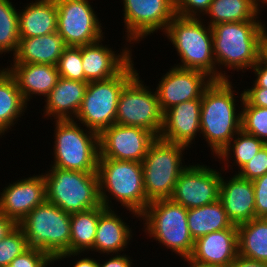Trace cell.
<instances>
[{
    "mask_svg": "<svg viewBox=\"0 0 267 267\" xmlns=\"http://www.w3.org/2000/svg\"><path fill=\"white\" fill-rule=\"evenodd\" d=\"M266 29L261 19L225 22L212 26L216 80L230 78L226 71H221L223 66L224 69L229 68L237 72L240 70L242 73L253 67L261 58L262 40Z\"/></svg>",
    "mask_w": 267,
    "mask_h": 267,
    "instance_id": "cell-1",
    "label": "cell"
},
{
    "mask_svg": "<svg viewBox=\"0 0 267 267\" xmlns=\"http://www.w3.org/2000/svg\"><path fill=\"white\" fill-rule=\"evenodd\" d=\"M185 149L188 150L182 144L159 137L151 143L142 162L144 190L149 202L171 198L180 174L187 168L183 159Z\"/></svg>",
    "mask_w": 267,
    "mask_h": 267,
    "instance_id": "cell-9",
    "label": "cell"
},
{
    "mask_svg": "<svg viewBox=\"0 0 267 267\" xmlns=\"http://www.w3.org/2000/svg\"><path fill=\"white\" fill-rule=\"evenodd\" d=\"M211 2L212 0H175V13L181 17L204 18Z\"/></svg>",
    "mask_w": 267,
    "mask_h": 267,
    "instance_id": "cell-39",
    "label": "cell"
},
{
    "mask_svg": "<svg viewBox=\"0 0 267 267\" xmlns=\"http://www.w3.org/2000/svg\"><path fill=\"white\" fill-rule=\"evenodd\" d=\"M70 217L71 214L46 200L18 226L24 232L28 247L45 251L54 259L59 254L70 253Z\"/></svg>",
    "mask_w": 267,
    "mask_h": 267,
    "instance_id": "cell-10",
    "label": "cell"
},
{
    "mask_svg": "<svg viewBox=\"0 0 267 267\" xmlns=\"http://www.w3.org/2000/svg\"><path fill=\"white\" fill-rule=\"evenodd\" d=\"M99 219V207L83 212L72 213L70 217V253L65 252L57 255L55 261H64V258L71 256L81 257V254L93 251V244L96 237L97 223Z\"/></svg>",
    "mask_w": 267,
    "mask_h": 267,
    "instance_id": "cell-27",
    "label": "cell"
},
{
    "mask_svg": "<svg viewBox=\"0 0 267 267\" xmlns=\"http://www.w3.org/2000/svg\"><path fill=\"white\" fill-rule=\"evenodd\" d=\"M0 192V213L17 224L35 207L46 201L43 173L9 183Z\"/></svg>",
    "mask_w": 267,
    "mask_h": 267,
    "instance_id": "cell-17",
    "label": "cell"
},
{
    "mask_svg": "<svg viewBox=\"0 0 267 267\" xmlns=\"http://www.w3.org/2000/svg\"><path fill=\"white\" fill-rule=\"evenodd\" d=\"M57 32L67 46L79 47L104 39L101 20L88 0H55Z\"/></svg>",
    "mask_w": 267,
    "mask_h": 267,
    "instance_id": "cell-12",
    "label": "cell"
},
{
    "mask_svg": "<svg viewBox=\"0 0 267 267\" xmlns=\"http://www.w3.org/2000/svg\"><path fill=\"white\" fill-rule=\"evenodd\" d=\"M98 261L91 257L78 258L72 267H98Z\"/></svg>",
    "mask_w": 267,
    "mask_h": 267,
    "instance_id": "cell-46",
    "label": "cell"
},
{
    "mask_svg": "<svg viewBox=\"0 0 267 267\" xmlns=\"http://www.w3.org/2000/svg\"><path fill=\"white\" fill-rule=\"evenodd\" d=\"M25 6L18 11L20 37L29 38L57 32V6L55 0L31 1Z\"/></svg>",
    "mask_w": 267,
    "mask_h": 267,
    "instance_id": "cell-26",
    "label": "cell"
},
{
    "mask_svg": "<svg viewBox=\"0 0 267 267\" xmlns=\"http://www.w3.org/2000/svg\"><path fill=\"white\" fill-rule=\"evenodd\" d=\"M123 9L125 40L133 45L157 30L164 33L176 16L175 0H123Z\"/></svg>",
    "mask_w": 267,
    "mask_h": 267,
    "instance_id": "cell-13",
    "label": "cell"
},
{
    "mask_svg": "<svg viewBox=\"0 0 267 267\" xmlns=\"http://www.w3.org/2000/svg\"><path fill=\"white\" fill-rule=\"evenodd\" d=\"M222 176L219 201L233 225H240L256 218L253 181L237 174L225 179Z\"/></svg>",
    "mask_w": 267,
    "mask_h": 267,
    "instance_id": "cell-21",
    "label": "cell"
},
{
    "mask_svg": "<svg viewBox=\"0 0 267 267\" xmlns=\"http://www.w3.org/2000/svg\"><path fill=\"white\" fill-rule=\"evenodd\" d=\"M222 169L207 165L193 164L180 174L171 196V200L186 209L198 208L219 200Z\"/></svg>",
    "mask_w": 267,
    "mask_h": 267,
    "instance_id": "cell-14",
    "label": "cell"
},
{
    "mask_svg": "<svg viewBox=\"0 0 267 267\" xmlns=\"http://www.w3.org/2000/svg\"><path fill=\"white\" fill-rule=\"evenodd\" d=\"M233 86L229 79L212 80L202 94L200 135L204 137L215 158L241 130L242 103L240 107L236 106L239 101L235 95L238 92Z\"/></svg>",
    "mask_w": 267,
    "mask_h": 267,
    "instance_id": "cell-2",
    "label": "cell"
},
{
    "mask_svg": "<svg viewBox=\"0 0 267 267\" xmlns=\"http://www.w3.org/2000/svg\"><path fill=\"white\" fill-rule=\"evenodd\" d=\"M171 67L159 79L155 90L163 113L179 103L202 99L205 88L212 82V79L201 71Z\"/></svg>",
    "mask_w": 267,
    "mask_h": 267,
    "instance_id": "cell-16",
    "label": "cell"
},
{
    "mask_svg": "<svg viewBox=\"0 0 267 267\" xmlns=\"http://www.w3.org/2000/svg\"><path fill=\"white\" fill-rule=\"evenodd\" d=\"M88 82L60 77L46 96L44 117L54 120H74L83 101Z\"/></svg>",
    "mask_w": 267,
    "mask_h": 267,
    "instance_id": "cell-24",
    "label": "cell"
},
{
    "mask_svg": "<svg viewBox=\"0 0 267 267\" xmlns=\"http://www.w3.org/2000/svg\"><path fill=\"white\" fill-rule=\"evenodd\" d=\"M267 173V145L265 144L260 151L253 156L238 172L239 177L253 181Z\"/></svg>",
    "mask_w": 267,
    "mask_h": 267,
    "instance_id": "cell-38",
    "label": "cell"
},
{
    "mask_svg": "<svg viewBox=\"0 0 267 267\" xmlns=\"http://www.w3.org/2000/svg\"><path fill=\"white\" fill-rule=\"evenodd\" d=\"M26 105L29 106L14 78L4 67L0 68V138L18 123V118H21L27 109Z\"/></svg>",
    "mask_w": 267,
    "mask_h": 267,
    "instance_id": "cell-28",
    "label": "cell"
},
{
    "mask_svg": "<svg viewBox=\"0 0 267 267\" xmlns=\"http://www.w3.org/2000/svg\"><path fill=\"white\" fill-rule=\"evenodd\" d=\"M133 63L132 60L118 75L110 79L88 82L74 121L97 134L115 124L120 93L138 73Z\"/></svg>",
    "mask_w": 267,
    "mask_h": 267,
    "instance_id": "cell-8",
    "label": "cell"
},
{
    "mask_svg": "<svg viewBox=\"0 0 267 267\" xmlns=\"http://www.w3.org/2000/svg\"><path fill=\"white\" fill-rule=\"evenodd\" d=\"M238 256L237 226L215 231L194 241L190 257L214 267H229Z\"/></svg>",
    "mask_w": 267,
    "mask_h": 267,
    "instance_id": "cell-20",
    "label": "cell"
},
{
    "mask_svg": "<svg viewBox=\"0 0 267 267\" xmlns=\"http://www.w3.org/2000/svg\"><path fill=\"white\" fill-rule=\"evenodd\" d=\"M54 259L45 251L29 247L21 255L17 256L10 265L4 267H49Z\"/></svg>",
    "mask_w": 267,
    "mask_h": 267,
    "instance_id": "cell-37",
    "label": "cell"
},
{
    "mask_svg": "<svg viewBox=\"0 0 267 267\" xmlns=\"http://www.w3.org/2000/svg\"><path fill=\"white\" fill-rule=\"evenodd\" d=\"M137 73L122 89L117 105L115 124L140 127L150 131L156 138L163 127L156 91L143 84Z\"/></svg>",
    "mask_w": 267,
    "mask_h": 267,
    "instance_id": "cell-11",
    "label": "cell"
},
{
    "mask_svg": "<svg viewBox=\"0 0 267 267\" xmlns=\"http://www.w3.org/2000/svg\"><path fill=\"white\" fill-rule=\"evenodd\" d=\"M241 104V129L267 143V108L249 105L243 91L239 96Z\"/></svg>",
    "mask_w": 267,
    "mask_h": 267,
    "instance_id": "cell-34",
    "label": "cell"
},
{
    "mask_svg": "<svg viewBox=\"0 0 267 267\" xmlns=\"http://www.w3.org/2000/svg\"><path fill=\"white\" fill-rule=\"evenodd\" d=\"M60 77L85 82L82 64V46H67L57 64Z\"/></svg>",
    "mask_w": 267,
    "mask_h": 267,
    "instance_id": "cell-35",
    "label": "cell"
},
{
    "mask_svg": "<svg viewBox=\"0 0 267 267\" xmlns=\"http://www.w3.org/2000/svg\"><path fill=\"white\" fill-rule=\"evenodd\" d=\"M188 209L171 199L150 202L140 215L147 236L179 257L192 254L194 240L187 223ZM145 222V223H144Z\"/></svg>",
    "mask_w": 267,
    "mask_h": 267,
    "instance_id": "cell-5",
    "label": "cell"
},
{
    "mask_svg": "<svg viewBox=\"0 0 267 267\" xmlns=\"http://www.w3.org/2000/svg\"><path fill=\"white\" fill-rule=\"evenodd\" d=\"M200 112L201 99L172 106L163 113V127L159 138L191 148L197 134L201 133Z\"/></svg>",
    "mask_w": 267,
    "mask_h": 267,
    "instance_id": "cell-19",
    "label": "cell"
},
{
    "mask_svg": "<svg viewBox=\"0 0 267 267\" xmlns=\"http://www.w3.org/2000/svg\"><path fill=\"white\" fill-rule=\"evenodd\" d=\"M155 139L146 129L113 124L99 134V158L142 163Z\"/></svg>",
    "mask_w": 267,
    "mask_h": 267,
    "instance_id": "cell-15",
    "label": "cell"
},
{
    "mask_svg": "<svg viewBox=\"0 0 267 267\" xmlns=\"http://www.w3.org/2000/svg\"><path fill=\"white\" fill-rule=\"evenodd\" d=\"M238 255L267 262V218H253L237 226Z\"/></svg>",
    "mask_w": 267,
    "mask_h": 267,
    "instance_id": "cell-31",
    "label": "cell"
},
{
    "mask_svg": "<svg viewBox=\"0 0 267 267\" xmlns=\"http://www.w3.org/2000/svg\"><path fill=\"white\" fill-rule=\"evenodd\" d=\"M102 41L104 40L100 39L82 46L85 82L110 79L118 75L133 59L130 49L133 45L126 42L127 47L125 45L118 53L109 48V45L104 46Z\"/></svg>",
    "mask_w": 267,
    "mask_h": 267,
    "instance_id": "cell-18",
    "label": "cell"
},
{
    "mask_svg": "<svg viewBox=\"0 0 267 267\" xmlns=\"http://www.w3.org/2000/svg\"><path fill=\"white\" fill-rule=\"evenodd\" d=\"M18 224L11 218L0 213V241L4 239Z\"/></svg>",
    "mask_w": 267,
    "mask_h": 267,
    "instance_id": "cell-44",
    "label": "cell"
},
{
    "mask_svg": "<svg viewBox=\"0 0 267 267\" xmlns=\"http://www.w3.org/2000/svg\"><path fill=\"white\" fill-rule=\"evenodd\" d=\"M244 100L251 106L267 108V89L258 87L253 83L252 87L243 91Z\"/></svg>",
    "mask_w": 267,
    "mask_h": 267,
    "instance_id": "cell-41",
    "label": "cell"
},
{
    "mask_svg": "<svg viewBox=\"0 0 267 267\" xmlns=\"http://www.w3.org/2000/svg\"><path fill=\"white\" fill-rule=\"evenodd\" d=\"M54 123V159L50 167L97 172L99 134L84 126L80 127L82 125L74 120H54Z\"/></svg>",
    "mask_w": 267,
    "mask_h": 267,
    "instance_id": "cell-6",
    "label": "cell"
},
{
    "mask_svg": "<svg viewBox=\"0 0 267 267\" xmlns=\"http://www.w3.org/2000/svg\"><path fill=\"white\" fill-rule=\"evenodd\" d=\"M229 267H267V262L256 261L238 255Z\"/></svg>",
    "mask_w": 267,
    "mask_h": 267,
    "instance_id": "cell-45",
    "label": "cell"
},
{
    "mask_svg": "<svg viewBox=\"0 0 267 267\" xmlns=\"http://www.w3.org/2000/svg\"><path fill=\"white\" fill-rule=\"evenodd\" d=\"M187 223L194 241L206 234L233 226L219 200L212 204L188 209Z\"/></svg>",
    "mask_w": 267,
    "mask_h": 267,
    "instance_id": "cell-29",
    "label": "cell"
},
{
    "mask_svg": "<svg viewBox=\"0 0 267 267\" xmlns=\"http://www.w3.org/2000/svg\"><path fill=\"white\" fill-rule=\"evenodd\" d=\"M97 175L101 204L105 208H114L111 201L114 199L140 220L150 203L144 190L142 163L99 158Z\"/></svg>",
    "mask_w": 267,
    "mask_h": 267,
    "instance_id": "cell-3",
    "label": "cell"
},
{
    "mask_svg": "<svg viewBox=\"0 0 267 267\" xmlns=\"http://www.w3.org/2000/svg\"><path fill=\"white\" fill-rule=\"evenodd\" d=\"M28 248L23 230L17 226L0 241V267L10 265L11 261Z\"/></svg>",
    "mask_w": 267,
    "mask_h": 267,
    "instance_id": "cell-36",
    "label": "cell"
},
{
    "mask_svg": "<svg viewBox=\"0 0 267 267\" xmlns=\"http://www.w3.org/2000/svg\"><path fill=\"white\" fill-rule=\"evenodd\" d=\"M251 71L255 74V80L253 82L258 87L267 89V62L261 57L251 68Z\"/></svg>",
    "mask_w": 267,
    "mask_h": 267,
    "instance_id": "cell-42",
    "label": "cell"
},
{
    "mask_svg": "<svg viewBox=\"0 0 267 267\" xmlns=\"http://www.w3.org/2000/svg\"><path fill=\"white\" fill-rule=\"evenodd\" d=\"M257 3H258V6H259V9H260V7L263 8L264 7L263 5L267 6V0H257Z\"/></svg>",
    "mask_w": 267,
    "mask_h": 267,
    "instance_id": "cell-49",
    "label": "cell"
},
{
    "mask_svg": "<svg viewBox=\"0 0 267 267\" xmlns=\"http://www.w3.org/2000/svg\"><path fill=\"white\" fill-rule=\"evenodd\" d=\"M261 57L267 62V30L262 40V54Z\"/></svg>",
    "mask_w": 267,
    "mask_h": 267,
    "instance_id": "cell-48",
    "label": "cell"
},
{
    "mask_svg": "<svg viewBox=\"0 0 267 267\" xmlns=\"http://www.w3.org/2000/svg\"><path fill=\"white\" fill-rule=\"evenodd\" d=\"M5 69L14 78L27 104L35 95L46 98L60 78L57 66L49 64L11 63Z\"/></svg>",
    "mask_w": 267,
    "mask_h": 267,
    "instance_id": "cell-22",
    "label": "cell"
},
{
    "mask_svg": "<svg viewBox=\"0 0 267 267\" xmlns=\"http://www.w3.org/2000/svg\"><path fill=\"white\" fill-rule=\"evenodd\" d=\"M43 176L46 182V200L66 213L83 212L102 205L97 172L50 167Z\"/></svg>",
    "mask_w": 267,
    "mask_h": 267,
    "instance_id": "cell-7",
    "label": "cell"
},
{
    "mask_svg": "<svg viewBox=\"0 0 267 267\" xmlns=\"http://www.w3.org/2000/svg\"><path fill=\"white\" fill-rule=\"evenodd\" d=\"M67 47L63 37L54 32L36 37H20L11 63H37L57 66L59 58Z\"/></svg>",
    "mask_w": 267,
    "mask_h": 267,
    "instance_id": "cell-25",
    "label": "cell"
},
{
    "mask_svg": "<svg viewBox=\"0 0 267 267\" xmlns=\"http://www.w3.org/2000/svg\"><path fill=\"white\" fill-rule=\"evenodd\" d=\"M132 259L129 255L125 254H114L104 261L103 263L98 262V267H133Z\"/></svg>",
    "mask_w": 267,
    "mask_h": 267,
    "instance_id": "cell-43",
    "label": "cell"
},
{
    "mask_svg": "<svg viewBox=\"0 0 267 267\" xmlns=\"http://www.w3.org/2000/svg\"><path fill=\"white\" fill-rule=\"evenodd\" d=\"M18 10L10 0H0V55L15 54L19 45Z\"/></svg>",
    "mask_w": 267,
    "mask_h": 267,
    "instance_id": "cell-33",
    "label": "cell"
},
{
    "mask_svg": "<svg viewBox=\"0 0 267 267\" xmlns=\"http://www.w3.org/2000/svg\"><path fill=\"white\" fill-rule=\"evenodd\" d=\"M265 144L266 143L262 140L258 139L254 135L244 132L241 129L229 142V144L221 151L216 159H220L221 162L219 163L224 161V167H221L223 168V172L227 170V168L229 169V167L230 170H233V166H237L239 171L246 163L249 162L250 159L253 158L255 154L260 151ZM231 158L233 159L232 161H234L232 163L233 166L229 165L231 162L229 159Z\"/></svg>",
    "mask_w": 267,
    "mask_h": 267,
    "instance_id": "cell-32",
    "label": "cell"
},
{
    "mask_svg": "<svg viewBox=\"0 0 267 267\" xmlns=\"http://www.w3.org/2000/svg\"><path fill=\"white\" fill-rule=\"evenodd\" d=\"M256 218H267V173L253 180Z\"/></svg>",
    "mask_w": 267,
    "mask_h": 267,
    "instance_id": "cell-40",
    "label": "cell"
},
{
    "mask_svg": "<svg viewBox=\"0 0 267 267\" xmlns=\"http://www.w3.org/2000/svg\"><path fill=\"white\" fill-rule=\"evenodd\" d=\"M181 258H182L183 261L188 263L187 267H214V266H211V265H207V264H204V263L197 262L194 259H192L190 256L181 257Z\"/></svg>",
    "mask_w": 267,
    "mask_h": 267,
    "instance_id": "cell-47",
    "label": "cell"
},
{
    "mask_svg": "<svg viewBox=\"0 0 267 267\" xmlns=\"http://www.w3.org/2000/svg\"><path fill=\"white\" fill-rule=\"evenodd\" d=\"M261 9L257 0H212L205 18L210 27L225 22H245L259 20Z\"/></svg>",
    "mask_w": 267,
    "mask_h": 267,
    "instance_id": "cell-30",
    "label": "cell"
},
{
    "mask_svg": "<svg viewBox=\"0 0 267 267\" xmlns=\"http://www.w3.org/2000/svg\"><path fill=\"white\" fill-rule=\"evenodd\" d=\"M113 208L99 207L96 237L93 251L106 255L121 254L126 251L132 236V228L123 220ZM119 252V253H118Z\"/></svg>",
    "mask_w": 267,
    "mask_h": 267,
    "instance_id": "cell-23",
    "label": "cell"
},
{
    "mask_svg": "<svg viewBox=\"0 0 267 267\" xmlns=\"http://www.w3.org/2000/svg\"><path fill=\"white\" fill-rule=\"evenodd\" d=\"M205 23L202 18L176 15L168 24L164 35L180 57L181 62L174 66L201 71L216 80L212 27Z\"/></svg>",
    "mask_w": 267,
    "mask_h": 267,
    "instance_id": "cell-4",
    "label": "cell"
}]
</instances>
